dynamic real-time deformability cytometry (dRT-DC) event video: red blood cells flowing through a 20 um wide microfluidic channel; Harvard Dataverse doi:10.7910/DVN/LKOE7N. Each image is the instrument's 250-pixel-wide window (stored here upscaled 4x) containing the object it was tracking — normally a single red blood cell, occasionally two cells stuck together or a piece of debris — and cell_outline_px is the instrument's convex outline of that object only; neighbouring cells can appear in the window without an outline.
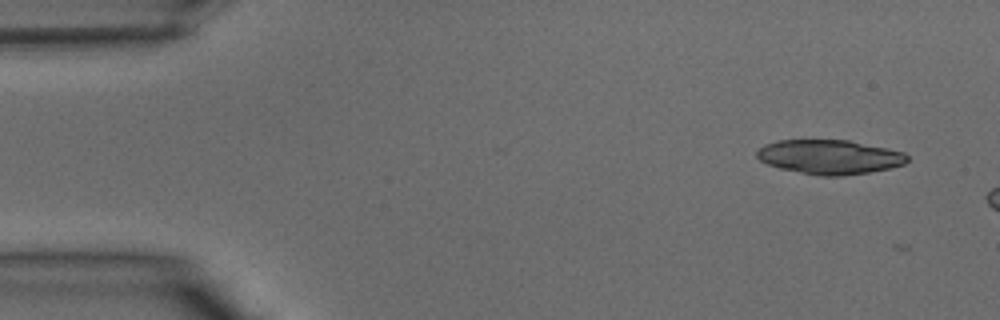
{"species": "common noctule bat (a hibernating species)", "species_latin": "Nyctalus noctula", "temperature_condition": "warm", "stored_images_in_passage": 5, "camera_frame_rate_fps": 3000, "um_per_image_px": 0.085, "animal": {"sex": "male", "body_mass_g": 15.6}, "frame": {"image": 1, "passage_image": 3, "time_ms": 0.667, "image_size_px": [1000, 320], "cell_outline_px": [[908, 160], [904, 164], [888, 168], [868, 172], [840, 176], [820, 176], [780, 168], [768, 164], [760, 160], [756, 156], [756, 152], [764, 144], [776, 140], [848, 140], [904, 152], [908, 156]], "centroid_in_image_um": [70.49, 13.33], "position_along_channel_um": 14.5, "area_um2": 29.88}}